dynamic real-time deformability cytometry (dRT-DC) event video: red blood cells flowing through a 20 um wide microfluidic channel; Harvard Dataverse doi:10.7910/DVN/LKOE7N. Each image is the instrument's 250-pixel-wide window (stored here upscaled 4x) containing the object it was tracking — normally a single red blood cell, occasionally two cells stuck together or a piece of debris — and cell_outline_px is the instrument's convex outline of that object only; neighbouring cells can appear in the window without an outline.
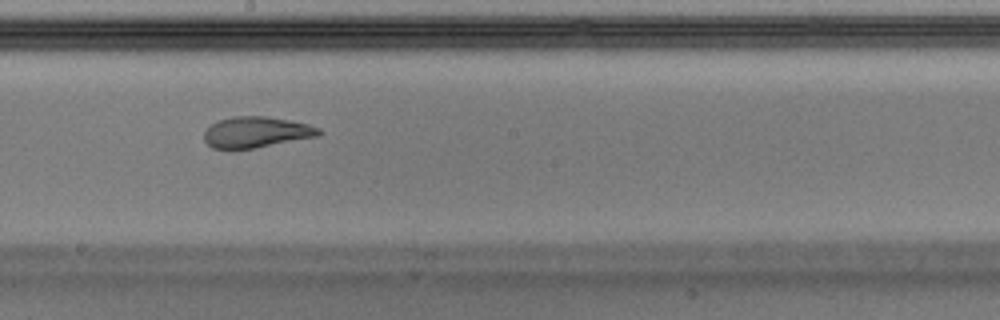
{"species": "Egyptian fruit bat (a non-hibernating species)", "species_latin": "Rousettus aegyptiacus", "temperature_condition": "warm", "stored_images_in_passage": 39, "camera_frame_rate_fps": 3000, "um_per_image_px": 0.085, "animal": {"sex": "male"}, "frame": {"image": 1, "passage_image": 17, "time_ms": 5.333, "image_size_px": [1000, 320], "cell_outline_px": [[324, 132], [320, 136], [232, 152], [212, 148], [204, 140], [204, 132], [216, 120], [232, 116], [264, 116], [288, 120], [308, 124], [320, 128]], "centroid_in_image_um": [21.75, 11.26], "position_along_channel_um": 226.4, "area_um2": 21.27}, "authors_computed_cell_mechanics": {"area_um2": 21.3282, "velocity_mm_per_s": 4.0513, "shape_relaxation_time_tau1_ms": 5.6375, "shape_relaxation_time_tau2_ms": 1.3487, "deformation_change_tau1": 0.247, "deformation_change_tau2": 0.0896}}